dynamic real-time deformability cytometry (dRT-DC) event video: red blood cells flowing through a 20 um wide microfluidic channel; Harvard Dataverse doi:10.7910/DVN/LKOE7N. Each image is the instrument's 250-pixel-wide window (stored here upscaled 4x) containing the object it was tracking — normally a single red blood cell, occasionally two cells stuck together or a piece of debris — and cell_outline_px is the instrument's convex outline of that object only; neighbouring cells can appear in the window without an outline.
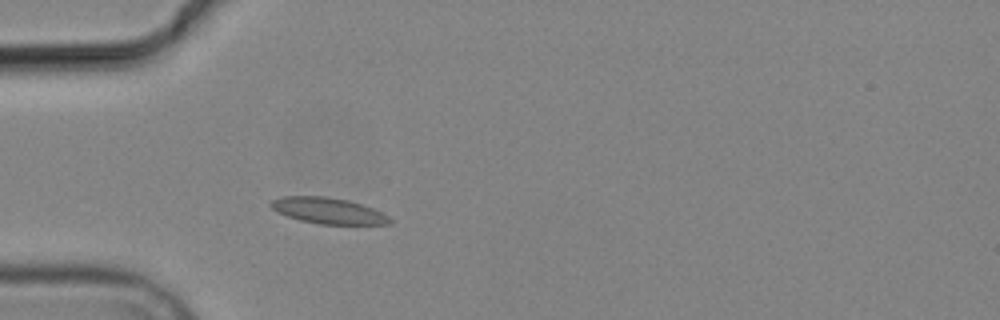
{"species": "common noctule bat (a hibernating species)", "species_latin": "Nyctalus noctula", "temperature_condition": "cold", "stored_images_in_passage": 4, "camera_frame_rate_fps": 3000, "um_per_image_px": 0.085, "animal": {"sex": "male", "body_mass_g": 19.2, "forearm_length_mm": 51.8}, "frame": {"image": 1, "passage_image": 4, "time_ms": 3.667, "image_size_px": [1000, 320], "cell_outline_px": [[392, 220], [388, 224], [320, 224], [300, 220], [288, 216], [272, 208], [268, 204], [272, 200], [280, 196], [328, 196], [348, 200], [372, 208], [388, 216]], "centroid_in_image_um": [27.87, 17.9], "position_along_channel_um": 57.1, "area_um2": 17.86}}